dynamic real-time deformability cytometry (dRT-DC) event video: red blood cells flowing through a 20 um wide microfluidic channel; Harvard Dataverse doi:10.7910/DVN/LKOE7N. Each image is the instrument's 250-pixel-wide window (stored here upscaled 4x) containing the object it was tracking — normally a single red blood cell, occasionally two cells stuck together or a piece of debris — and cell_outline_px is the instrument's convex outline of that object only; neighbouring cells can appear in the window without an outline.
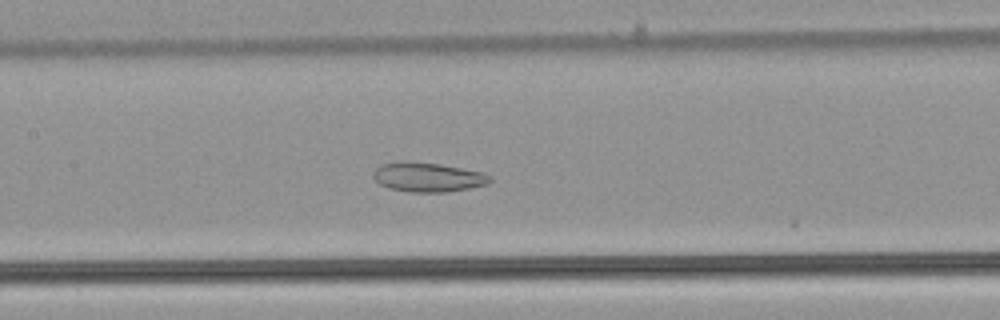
{"species": "common noctule bat (a hibernating species)", "species_latin": "Nyctalus noctula", "temperature_condition": "warm", "stored_images_in_passage": 18, "camera_frame_rate_fps": 3000, "um_per_image_px": 0.085, "animal": {"sex": "male", "body_mass_g": 21.5, "forearm_length_mm": 52.0}, "frame": {"image": 1, "passage_image": 17, "time_ms": 5.333, "image_size_px": [1000, 320], "cell_outline_px": [[492, 180], [488, 184], [468, 188], [444, 192], [412, 192], [388, 188], [380, 184], [372, 176], [376, 168], [380, 164], [400, 160], [408, 160], [440, 164], [484, 172], [492, 176]], "centroid_in_image_um": [36.36, 15.03], "position_along_channel_um": 171.0, "area_um2": 20.23}}